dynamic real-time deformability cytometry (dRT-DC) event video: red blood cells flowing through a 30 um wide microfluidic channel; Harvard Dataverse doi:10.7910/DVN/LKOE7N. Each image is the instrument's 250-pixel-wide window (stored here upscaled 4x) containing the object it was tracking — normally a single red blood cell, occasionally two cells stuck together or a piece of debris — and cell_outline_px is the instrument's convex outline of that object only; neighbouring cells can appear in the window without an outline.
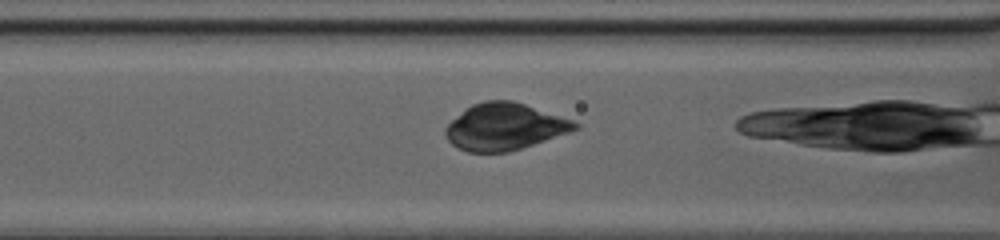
{"species": "common noctule bat (a hibernating species)", "species_latin": "Nyctalus noctula", "temperature_condition": "cold", "stored_images_in_passage": 8, "camera_frame_rate_fps": 3000, "um_per_image_px": 0.085, "animal": {"sex": "female", "body_mass_g": 20.0, "forearm_length_mm": 54.0}, "frame": {"image": 1, "passage_image": 3, "time_ms": 0.667, "image_size_px": [1000, 240], "cell_outline_px": [[580, 128], [572, 132], [508, 152], [468, 152], [456, 148], [444, 136], [444, 128], [452, 120], [472, 104], [484, 100], [512, 100], [572, 120], [580, 124]], "centroid_in_image_um": [42.88, 10.78], "position_along_channel_um": 123.7, "area_um2": 35.26}}